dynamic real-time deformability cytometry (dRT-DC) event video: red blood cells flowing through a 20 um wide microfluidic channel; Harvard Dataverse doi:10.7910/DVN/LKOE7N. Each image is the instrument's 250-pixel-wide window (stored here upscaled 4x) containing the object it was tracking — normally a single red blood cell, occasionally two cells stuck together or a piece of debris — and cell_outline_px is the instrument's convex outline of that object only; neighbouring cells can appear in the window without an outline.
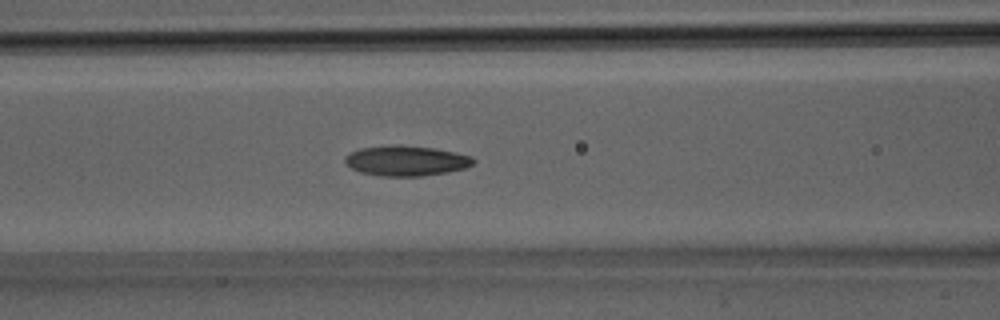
{"species": "Egyptian fruit bat (a non-hibernating species)", "species_latin": "Rousettus aegyptiacus", "temperature_condition": "room temperature", "stored_images_in_passage": 25, "segment_of_instrument_passage": [1, 2], "camera_frame_rate_fps": 3000, "um_per_image_px": 0.085, "animal": {"sex": "male"}, "frame": {"image": 1, "passage_image": 5, "time_ms": 1.333, "image_size_px": [1000, 320], "cell_outline_px": [[476, 160], [472, 164], [464, 168], [448, 172], [420, 176], [380, 176], [360, 172], [344, 164], [344, 156], [360, 148], [392, 144], [400, 144], [432, 148], [472, 156]], "centroid_in_image_um": [34.48, 13.66], "position_along_channel_um": 132.1, "area_um2": 22.66}}
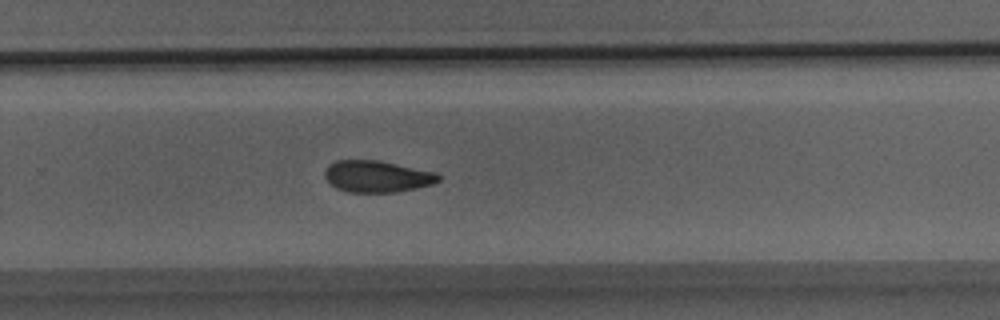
{"frame": {"image": 2, "passage_image": 13, "time_ms": 4.0, "image_size_px": [1000, 320], "cell_outline_px": [[440, 180], [432, 184], [416, 188], [396, 192], [348, 192], [336, 188], [324, 176], [324, 172], [328, 164], [336, 160], [380, 160], [436, 172], [440, 176]], "centroid_in_image_um": [32.05, 14.98], "position_along_channel_um": 297.8, "area_um2": 21.04}}
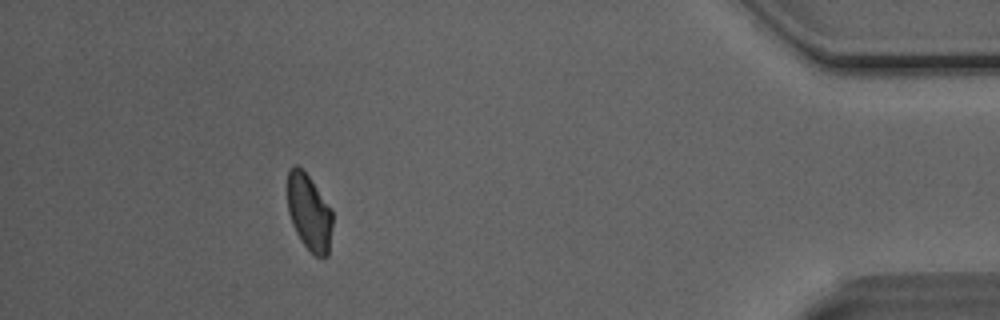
{"frame": {"image": 3, "passage_image": 21, "time_ms": 6.667, "image_size_px": [1000, 320], "cell_outline_px": [[332, 224], [328, 256], [312, 256], [296, 232], [292, 224], [288, 212], [288, 172], [292, 164], [296, 164], [308, 176], [332, 208]], "centroid_in_image_um": [26.28, 18.06], "position_along_channel_um": 408.9, "area_um2": 20.0}}